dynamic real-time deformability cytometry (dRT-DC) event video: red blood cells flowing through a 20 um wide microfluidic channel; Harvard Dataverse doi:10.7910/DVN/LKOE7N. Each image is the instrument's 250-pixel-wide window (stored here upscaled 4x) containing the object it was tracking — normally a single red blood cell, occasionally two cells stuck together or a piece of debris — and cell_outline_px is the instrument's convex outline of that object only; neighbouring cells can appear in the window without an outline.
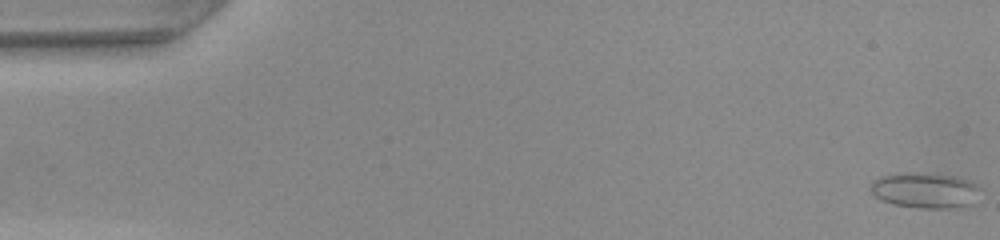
{"species": "common noctule bat (a hibernating species)", "species_latin": "Nyctalus noctula", "temperature_condition": "warm", "stored_images_in_passage": 43, "camera_frame_rate_fps": 3000, "um_per_image_px": 0.085, "animal": {"sex": "female", "body_mass_g": 22.0, "forearm_length_mm": 56.7}, "frame": {"image": 1, "passage_image": 1, "time_ms": 0.0, "image_size_px": [1000, 240], "cell_outline_px": [[980, 188], [972, 204], [960, 208], [920, 208], [892, 204], [880, 200], [872, 192], [872, 184], [880, 176], [908, 172], [924, 172], [956, 176], [968, 180], [976, 184]], "centroid_in_image_um": [78.66, 16.18], "position_along_channel_um": 6.3, "area_um2": 22.77}}
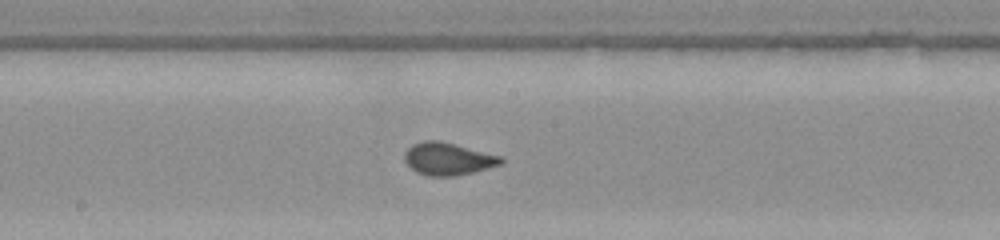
{"frame": {"image": 2, "passage_image": 26, "time_ms": 8.333, "image_size_px": [1000, 240], "cell_outline_px": [[504, 160], [500, 164], [488, 168], [456, 176], [428, 176], [416, 172], [404, 160], [404, 152], [412, 144], [424, 140], [436, 140], [456, 144], [504, 156]], "centroid_in_image_um": [38.09, 13.49], "position_along_channel_um": 210.1, "area_um2": 18.38}}
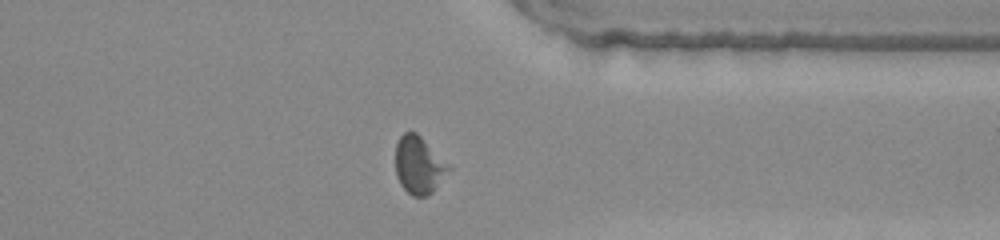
{"frame": {"image": 3, "passage_image": 38, "time_ms": 12.333, "image_size_px": [1000, 240], "cell_outline_px": [[452, 168], [432, 192], [428, 196], [412, 196], [400, 184], [396, 176], [396, 144], [400, 136], [404, 132], [416, 132]], "centroid_in_image_um": [35.59, 14.05], "position_along_channel_um": 375.8, "area_um2": 17.57}}